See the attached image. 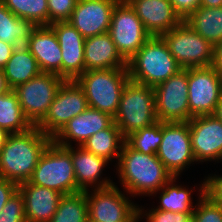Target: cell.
Wrapping results in <instances>:
<instances>
[{"label": "cell", "instance_id": "cell-1", "mask_svg": "<svg viewBox=\"0 0 222 222\" xmlns=\"http://www.w3.org/2000/svg\"><path fill=\"white\" fill-rule=\"evenodd\" d=\"M116 170L125 193L152 196L173 177L156 154H144L124 142ZM134 195V196H133Z\"/></svg>", "mask_w": 222, "mask_h": 222}, {"label": "cell", "instance_id": "cell-2", "mask_svg": "<svg viewBox=\"0 0 222 222\" xmlns=\"http://www.w3.org/2000/svg\"><path fill=\"white\" fill-rule=\"evenodd\" d=\"M51 141L36 126L11 134L0 152V178L18 185L28 181Z\"/></svg>", "mask_w": 222, "mask_h": 222}, {"label": "cell", "instance_id": "cell-3", "mask_svg": "<svg viewBox=\"0 0 222 222\" xmlns=\"http://www.w3.org/2000/svg\"><path fill=\"white\" fill-rule=\"evenodd\" d=\"M127 69L130 80L153 88L182 70L164 39L158 36H151L127 61Z\"/></svg>", "mask_w": 222, "mask_h": 222}, {"label": "cell", "instance_id": "cell-4", "mask_svg": "<svg viewBox=\"0 0 222 222\" xmlns=\"http://www.w3.org/2000/svg\"><path fill=\"white\" fill-rule=\"evenodd\" d=\"M129 80L128 69L117 68L85 71L76 82L85 92L88 107L114 117Z\"/></svg>", "mask_w": 222, "mask_h": 222}, {"label": "cell", "instance_id": "cell-5", "mask_svg": "<svg viewBox=\"0 0 222 222\" xmlns=\"http://www.w3.org/2000/svg\"><path fill=\"white\" fill-rule=\"evenodd\" d=\"M153 87L129 80L122 92L114 122L126 138L131 133L156 123Z\"/></svg>", "mask_w": 222, "mask_h": 222}, {"label": "cell", "instance_id": "cell-6", "mask_svg": "<svg viewBox=\"0 0 222 222\" xmlns=\"http://www.w3.org/2000/svg\"><path fill=\"white\" fill-rule=\"evenodd\" d=\"M28 182L55 190L62 195L77 193L71 146L63 147L52 140L41 155Z\"/></svg>", "mask_w": 222, "mask_h": 222}, {"label": "cell", "instance_id": "cell-7", "mask_svg": "<svg viewBox=\"0 0 222 222\" xmlns=\"http://www.w3.org/2000/svg\"><path fill=\"white\" fill-rule=\"evenodd\" d=\"M161 37L182 69L212 65L214 45L184 21Z\"/></svg>", "mask_w": 222, "mask_h": 222}, {"label": "cell", "instance_id": "cell-8", "mask_svg": "<svg viewBox=\"0 0 222 222\" xmlns=\"http://www.w3.org/2000/svg\"><path fill=\"white\" fill-rule=\"evenodd\" d=\"M64 81L57 74L41 72L13 89L25 117L33 126L44 118Z\"/></svg>", "mask_w": 222, "mask_h": 222}, {"label": "cell", "instance_id": "cell-9", "mask_svg": "<svg viewBox=\"0 0 222 222\" xmlns=\"http://www.w3.org/2000/svg\"><path fill=\"white\" fill-rule=\"evenodd\" d=\"M85 191L88 205V222H138L139 206L113 184L106 188Z\"/></svg>", "mask_w": 222, "mask_h": 222}, {"label": "cell", "instance_id": "cell-10", "mask_svg": "<svg viewBox=\"0 0 222 222\" xmlns=\"http://www.w3.org/2000/svg\"><path fill=\"white\" fill-rule=\"evenodd\" d=\"M88 108L85 92L76 80H65L48 112L36 127L52 139L73 117Z\"/></svg>", "mask_w": 222, "mask_h": 222}, {"label": "cell", "instance_id": "cell-11", "mask_svg": "<svg viewBox=\"0 0 222 222\" xmlns=\"http://www.w3.org/2000/svg\"><path fill=\"white\" fill-rule=\"evenodd\" d=\"M166 170L178 177L183 170L196 162L190 138L188 121L162 122V142L156 152Z\"/></svg>", "mask_w": 222, "mask_h": 222}, {"label": "cell", "instance_id": "cell-12", "mask_svg": "<svg viewBox=\"0 0 222 222\" xmlns=\"http://www.w3.org/2000/svg\"><path fill=\"white\" fill-rule=\"evenodd\" d=\"M109 34L118 52L128 61L151 37L144 24L125 0L113 9Z\"/></svg>", "mask_w": 222, "mask_h": 222}, {"label": "cell", "instance_id": "cell-13", "mask_svg": "<svg viewBox=\"0 0 222 222\" xmlns=\"http://www.w3.org/2000/svg\"><path fill=\"white\" fill-rule=\"evenodd\" d=\"M189 120L213 115L222 96V78L212 66L188 69Z\"/></svg>", "mask_w": 222, "mask_h": 222}, {"label": "cell", "instance_id": "cell-14", "mask_svg": "<svg viewBox=\"0 0 222 222\" xmlns=\"http://www.w3.org/2000/svg\"><path fill=\"white\" fill-rule=\"evenodd\" d=\"M159 122L189 121L188 69H182L154 87Z\"/></svg>", "mask_w": 222, "mask_h": 222}, {"label": "cell", "instance_id": "cell-15", "mask_svg": "<svg viewBox=\"0 0 222 222\" xmlns=\"http://www.w3.org/2000/svg\"><path fill=\"white\" fill-rule=\"evenodd\" d=\"M191 147L196 162L222 161V122L214 115L189 121Z\"/></svg>", "mask_w": 222, "mask_h": 222}, {"label": "cell", "instance_id": "cell-16", "mask_svg": "<svg viewBox=\"0 0 222 222\" xmlns=\"http://www.w3.org/2000/svg\"><path fill=\"white\" fill-rule=\"evenodd\" d=\"M120 0H78L68 22L84 38L109 32L113 9Z\"/></svg>", "mask_w": 222, "mask_h": 222}, {"label": "cell", "instance_id": "cell-17", "mask_svg": "<svg viewBox=\"0 0 222 222\" xmlns=\"http://www.w3.org/2000/svg\"><path fill=\"white\" fill-rule=\"evenodd\" d=\"M55 32L62 52V78L76 80L85 72V38L68 21L49 25Z\"/></svg>", "mask_w": 222, "mask_h": 222}, {"label": "cell", "instance_id": "cell-18", "mask_svg": "<svg viewBox=\"0 0 222 222\" xmlns=\"http://www.w3.org/2000/svg\"><path fill=\"white\" fill-rule=\"evenodd\" d=\"M151 36L161 37L184 20L170 0H125Z\"/></svg>", "mask_w": 222, "mask_h": 222}, {"label": "cell", "instance_id": "cell-19", "mask_svg": "<svg viewBox=\"0 0 222 222\" xmlns=\"http://www.w3.org/2000/svg\"><path fill=\"white\" fill-rule=\"evenodd\" d=\"M113 122L114 117L110 114L88 107L69 120L52 140L63 147L72 146L71 141L81 146L90 136L108 128Z\"/></svg>", "mask_w": 222, "mask_h": 222}, {"label": "cell", "instance_id": "cell-20", "mask_svg": "<svg viewBox=\"0 0 222 222\" xmlns=\"http://www.w3.org/2000/svg\"><path fill=\"white\" fill-rule=\"evenodd\" d=\"M25 46L35 57L41 72L62 77V52L57 36L50 26H36Z\"/></svg>", "mask_w": 222, "mask_h": 222}, {"label": "cell", "instance_id": "cell-21", "mask_svg": "<svg viewBox=\"0 0 222 222\" xmlns=\"http://www.w3.org/2000/svg\"><path fill=\"white\" fill-rule=\"evenodd\" d=\"M23 195L26 222H49L57 211L60 192L25 181L18 185Z\"/></svg>", "mask_w": 222, "mask_h": 222}, {"label": "cell", "instance_id": "cell-22", "mask_svg": "<svg viewBox=\"0 0 222 222\" xmlns=\"http://www.w3.org/2000/svg\"><path fill=\"white\" fill-rule=\"evenodd\" d=\"M74 148L71 146V159L76 177L77 192L86 191L90 186V188L97 189L106 188L114 184L107 177L101 178L102 171L110 163L109 161L87 151L82 146Z\"/></svg>", "mask_w": 222, "mask_h": 222}, {"label": "cell", "instance_id": "cell-23", "mask_svg": "<svg viewBox=\"0 0 222 222\" xmlns=\"http://www.w3.org/2000/svg\"><path fill=\"white\" fill-rule=\"evenodd\" d=\"M84 62L85 71L127 68L109 32L85 38Z\"/></svg>", "mask_w": 222, "mask_h": 222}, {"label": "cell", "instance_id": "cell-24", "mask_svg": "<svg viewBox=\"0 0 222 222\" xmlns=\"http://www.w3.org/2000/svg\"><path fill=\"white\" fill-rule=\"evenodd\" d=\"M2 70L12 90L41 73L35 57L25 45L13 50L11 58Z\"/></svg>", "mask_w": 222, "mask_h": 222}, {"label": "cell", "instance_id": "cell-25", "mask_svg": "<svg viewBox=\"0 0 222 222\" xmlns=\"http://www.w3.org/2000/svg\"><path fill=\"white\" fill-rule=\"evenodd\" d=\"M184 22L212 45L222 40V7H199Z\"/></svg>", "mask_w": 222, "mask_h": 222}, {"label": "cell", "instance_id": "cell-26", "mask_svg": "<svg viewBox=\"0 0 222 222\" xmlns=\"http://www.w3.org/2000/svg\"><path fill=\"white\" fill-rule=\"evenodd\" d=\"M125 138L115 122L90 136L81 146L107 161L119 160Z\"/></svg>", "mask_w": 222, "mask_h": 222}, {"label": "cell", "instance_id": "cell-27", "mask_svg": "<svg viewBox=\"0 0 222 222\" xmlns=\"http://www.w3.org/2000/svg\"><path fill=\"white\" fill-rule=\"evenodd\" d=\"M35 27L32 22L15 16L0 0V40L15 48L24 46Z\"/></svg>", "mask_w": 222, "mask_h": 222}, {"label": "cell", "instance_id": "cell-28", "mask_svg": "<svg viewBox=\"0 0 222 222\" xmlns=\"http://www.w3.org/2000/svg\"><path fill=\"white\" fill-rule=\"evenodd\" d=\"M33 125L25 117L14 90L0 94V128L10 134L29 130Z\"/></svg>", "mask_w": 222, "mask_h": 222}, {"label": "cell", "instance_id": "cell-29", "mask_svg": "<svg viewBox=\"0 0 222 222\" xmlns=\"http://www.w3.org/2000/svg\"><path fill=\"white\" fill-rule=\"evenodd\" d=\"M178 178L172 177L159 191V204L155 209L171 212L193 213L195 206L193 205V198H191L192 190L186 189L181 185H176Z\"/></svg>", "mask_w": 222, "mask_h": 222}, {"label": "cell", "instance_id": "cell-30", "mask_svg": "<svg viewBox=\"0 0 222 222\" xmlns=\"http://www.w3.org/2000/svg\"><path fill=\"white\" fill-rule=\"evenodd\" d=\"M49 222H88V205L85 191L63 195Z\"/></svg>", "mask_w": 222, "mask_h": 222}, {"label": "cell", "instance_id": "cell-31", "mask_svg": "<svg viewBox=\"0 0 222 222\" xmlns=\"http://www.w3.org/2000/svg\"><path fill=\"white\" fill-rule=\"evenodd\" d=\"M15 16L35 26H49L48 0H1Z\"/></svg>", "mask_w": 222, "mask_h": 222}, {"label": "cell", "instance_id": "cell-32", "mask_svg": "<svg viewBox=\"0 0 222 222\" xmlns=\"http://www.w3.org/2000/svg\"><path fill=\"white\" fill-rule=\"evenodd\" d=\"M125 142L134 150L144 154H156L162 142V122L139 129L125 138Z\"/></svg>", "mask_w": 222, "mask_h": 222}, {"label": "cell", "instance_id": "cell-33", "mask_svg": "<svg viewBox=\"0 0 222 222\" xmlns=\"http://www.w3.org/2000/svg\"><path fill=\"white\" fill-rule=\"evenodd\" d=\"M199 187V200L193 211L192 222H222V204L205 193V179Z\"/></svg>", "mask_w": 222, "mask_h": 222}, {"label": "cell", "instance_id": "cell-34", "mask_svg": "<svg viewBox=\"0 0 222 222\" xmlns=\"http://www.w3.org/2000/svg\"><path fill=\"white\" fill-rule=\"evenodd\" d=\"M0 222H26L23 195L17 190L2 208Z\"/></svg>", "mask_w": 222, "mask_h": 222}, {"label": "cell", "instance_id": "cell-35", "mask_svg": "<svg viewBox=\"0 0 222 222\" xmlns=\"http://www.w3.org/2000/svg\"><path fill=\"white\" fill-rule=\"evenodd\" d=\"M78 0H48L49 25L68 21Z\"/></svg>", "mask_w": 222, "mask_h": 222}, {"label": "cell", "instance_id": "cell-36", "mask_svg": "<svg viewBox=\"0 0 222 222\" xmlns=\"http://www.w3.org/2000/svg\"><path fill=\"white\" fill-rule=\"evenodd\" d=\"M145 211V212H144ZM143 213L152 221V222H192L193 213H182V212H171V211H162L151 208L147 212L144 210Z\"/></svg>", "mask_w": 222, "mask_h": 222}, {"label": "cell", "instance_id": "cell-37", "mask_svg": "<svg viewBox=\"0 0 222 222\" xmlns=\"http://www.w3.org/2000/svg\"><path fill=\"white\" fill-rule=\"evenodd\" d=\"M205 193L215 202L222 204V175H208L205 179Z\"/></svg>", "mask_w": 222, "mask_h": 222}, {"label": "cell", "instance_id": "cell-38", "mask_svg": "<svg viewBox=\"0 0 222 222\" xmlns=\"http://www.w3.org/2000/svg\"><path fill=\"white\" fill-rule=\"evenodd\" d=\"M175 11L185 20L191 13L200 7L201 0H170Z\"/></svg>", "mask_w": 222, "mask_h": 222}, {"label": "cell", "instance_id": "cell-39", "mask_svg": "<svg viewBox=\"0 0 222 222\" xmlns=\"http://www.w3.org/2000/svg\"><path fill=\"white\" fill-rule=\"evenodd\" d=\"M17 190V183L0 178V213L2 212V208L4 207V205Z\"/></svg>", "mask_w": 222, "mask_h": 222}, {"label": "cell", "instance_id": "cell-40", "mask_svg": "<svg viewBox=\"0 0 222 222\" xmlns=\"http://www.w3.org/2000/svg\"><path fill=\"white\" fill-rule=\"evenodd\" d=\"M211 66L222 78V40L214 45L213 62Z\"/></svg>", "mask_w": 222, "mask_h": 222}, {"label": "cell", "instance_id": "cell-41", "mask_svg": "<svg viewBox=\"0 0 222 222\" xmlns=\"http://www.w3.org/2000/svg\"><path fill=\"white\" fill-rule=\"evenodd\" d=\"M14 49L15 47L13 45L7 44L0 40V69L7 64Z\"/></svg>", "mask_w": 222, "mask_h": 222}, {"label": "cell", "instance_id": "cell-42", "mask_svg": "<svg viewBox=\"0 0 222 222\" xmlns=\"http://www.w3.org/2000/svg\"><path fill=\"white\" fill-rule=\"evenodd\" d=\"M11 90L2 69H0V94L7 93Z\"/></svg>", "mask_w": 222, "mask_h": 222}, {"label": "cell", "instance_id": "cell-43", "mask_svg": "<svg viewBox=\"0 0 222 222\" xmlns=\"http://www.w3.org/2000/svg\"><path fill=\"white\" fill-rule=\"evenodd\" d=\"M201 7H222V0H201L200 2Z\"/></svg>", "mask_w": 222, "mask_h": 222}, {"label": "cell", "instance_id": "cell-44", "mask_svg": "<svg viewBox=\"0 0 222 222\" xmlns=\"http://www.w3.org/2000/svg\"><path fill=\"white\" fill-rule=\"evenodd\" d=\"M10 135L11 134L7 130L0 128V152Z\"/></svg>", "mask_w": 222, "mask_h": 222}, {"label": "cell", "instance_id": "cell-45", "mask_svg": "<svg viewBox=\"0 0 222 222\" xmlns=\"http://www.w3.org/2000/svg\"><path fill=\"white\" fill-rule=\"evenodd\" d=\"M213 115L216 116L222 122V96L217 104L215 113Z\"/></svg>", "mask_w": 222, "mask_h": 222}, {"label": "cell", "instance_id": "cell-46", "mask_svg": "<svg viewBox=\"0 0 222 222\" xmlns=\"http://www.w3.org/2000/svg\"><path fill=\"white\" fill-rule=\"evenodd\" d=\"M142 206L139 207L138 212H137V217H138V221L141 220L144 216L146 219V222H152L144 213H143Z\"/></svg>", "mask_w": 222, "mask_h": 222}]
</instances>
